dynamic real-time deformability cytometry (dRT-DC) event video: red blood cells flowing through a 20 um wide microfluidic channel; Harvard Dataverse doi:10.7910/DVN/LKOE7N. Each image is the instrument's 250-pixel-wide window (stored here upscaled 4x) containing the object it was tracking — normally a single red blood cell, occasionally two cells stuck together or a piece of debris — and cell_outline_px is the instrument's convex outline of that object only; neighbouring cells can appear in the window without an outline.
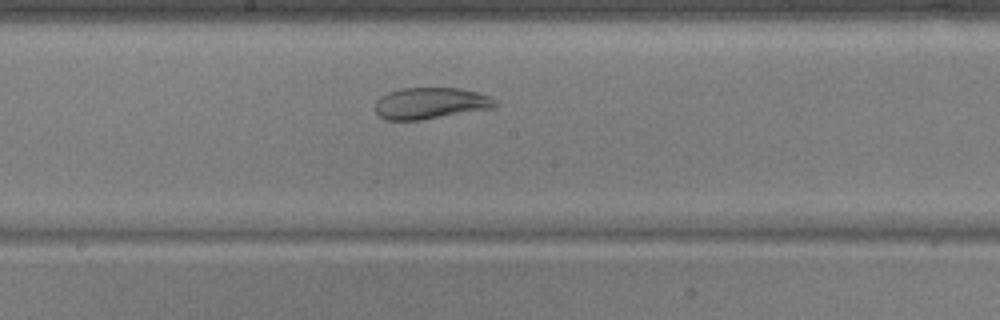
{"species": "common noctule bat (a hibernating species)", "species_latin": "Nyctalus noctula", "temperature_condition": "warm", "stored_images_in_passage": 46, "camera_frame_rate_fps": 3000, "um_per_image_px": 0.085, "animal": {"sex": "male", "body_mass_g": 17.9, "forearm_length_mm": 54.2}, "frame": {"image": 1, "passage_image": 21, "time_ms": 6.667, "image_size_px": [1000, 320], "cell_outline_px": [[500, 104], [492, 108], [420, 120], [384, 120], [376, 112], [376, 100], [380, 96], [388, 92], [400, 88], [460, 88], [492, 96]], "centroid_in_image_um": [36.6, 8.77], "position_along_channel_um": 211.6, "area_um2": 22.08}}
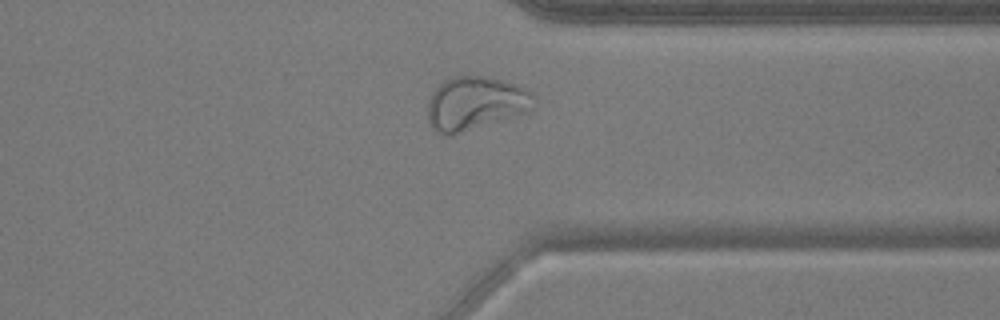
{"frame": {"image": 2, "passage_image": 34, "time_ms": 11.0, "image_size_px": [1000, 320], "cell_outline_px": [[536, 108], [528, 112], [444, 136], [432, 128], [428, 124], [428, 100], [432, 92], [444, 80], [452, 76], [484, 76], [516, 84], [532, 92], [536, 96]], "centroid_in_image_um": [40.43, 8.76], "position_along_channel_um": 371.0, "area_um2": 33.0}}
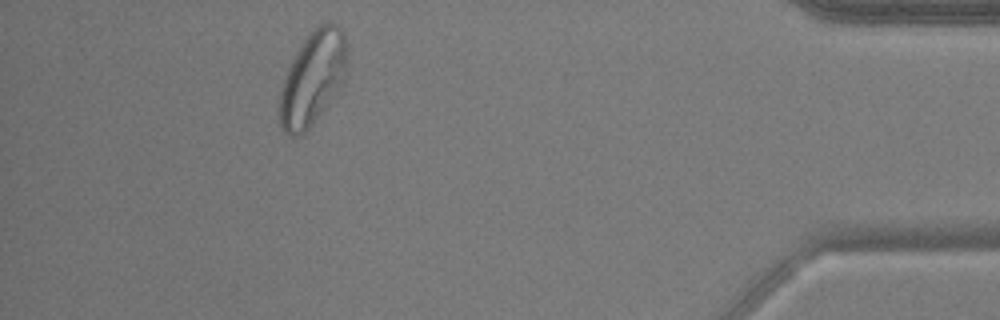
{"frame": {"image": 3, "passage_image": 41, "time_ms": 13.333, "image_size_px": [1000, 320], "cell_outline_px": [[348, 44], [344, 76], [340, 84], [328, 104], [312, 124], [300, 136], [288, 136], [280, 128], [280, 92], [288, 68], [300, 44], [320, 24], [328, 20], [340, 28], [344, 32]], "centroid_in_image_um": [26.57, 6.64], "position_along_channel_um": 408.6, "area_um2": 36.36}, "authors_computed_cell_mechanics": {"area_um2": 29.8248, "velocity_mm_per_s": 3.71, "shape_relaxation_time_tau1_ms": null, "shape_relaxation_time_tau2_ms": 1.5763, "deformation_change_tau1": null, "deformation_change_tau2": 0.0669}}